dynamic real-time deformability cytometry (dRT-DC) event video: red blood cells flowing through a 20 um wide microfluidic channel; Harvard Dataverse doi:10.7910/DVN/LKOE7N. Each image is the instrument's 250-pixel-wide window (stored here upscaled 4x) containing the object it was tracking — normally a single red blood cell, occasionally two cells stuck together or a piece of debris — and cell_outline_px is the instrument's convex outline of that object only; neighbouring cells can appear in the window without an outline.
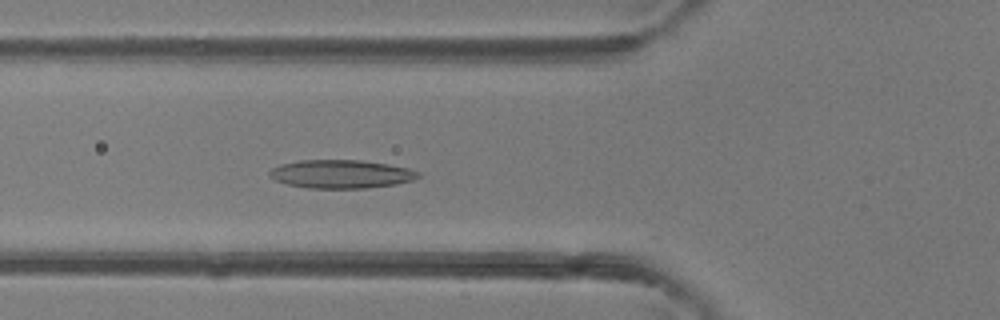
{"species": "common noctule bat (a hibernating species)", "species_latin": "Nyctalus noctula", "temperature_condition": "room temperature", "stored_images_in_passage": 37, "camera_frame_rate_fps": 3000, "um_per_image_px": 0.085, "animal": {"sex": "female"}, "frame": {"image": 1, "passage_image": 8, "time_ms": 2.333, "image_size_px": [1000, 320], "cell_outline_px": [[420, 176], [412, 180], [396, 184], [364, 188], [308, 188], [288, 184], [276, 180], [268, 176], [268, 172], [272, 168], [280, 164], [300, 160], [360, 160], [388, 164], [408, 168], [420, 172]], "centroid_in_image_um": [28.98, 14.79], "position_along_channel_um": 96.8, "area_um2": 24.57}}
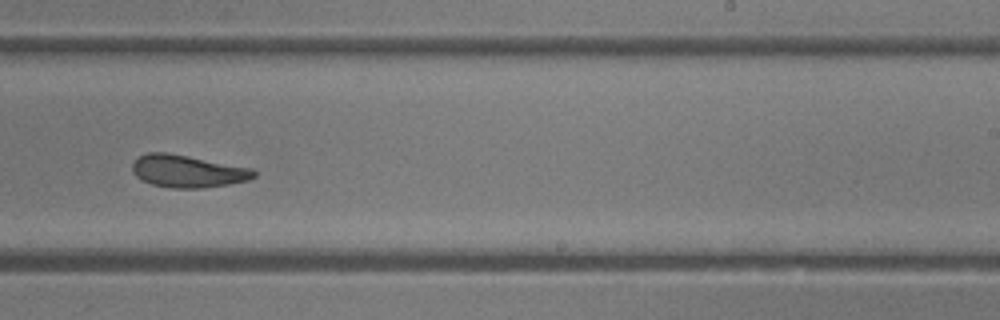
{"frame": {"image": 2, "passage_image": 20, "time_ms": 6.333, "image_size_px": [1000, 320], "cell_outline_px": [[256, 176], [248, 180], [228, 184], [204, 188], [168, 188], [152, 184], [136, 176], [132, 172], [132, 164], [140, 156], [148, 152], [168, 152], [252, 168], [256, 172]], "centroid_in_image_um": [15.95, 14.55], "position_along_channel_um": 273.0, "area_um2": 22.95}}
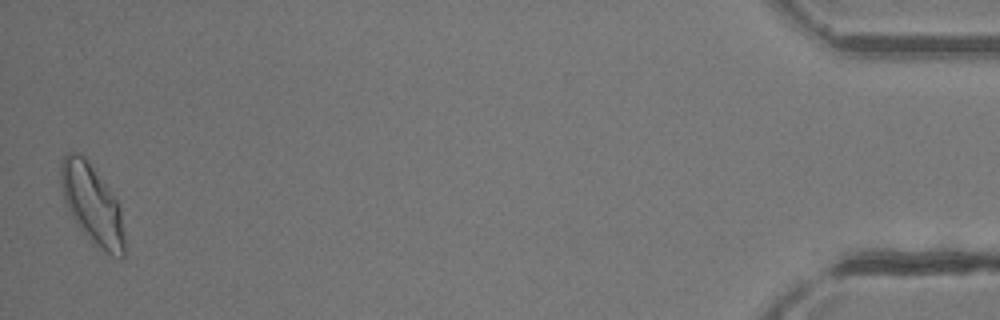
{"frame": {"image": 3, "passage_image": 37, "time_ms": 12.0, "image_size_px": [1000, 320], "cell_outline_px": [[124, 256], [120, 260], [112, 256], [96, 244], [84, 232], [64, 204], [60, 180], [60, 164], [64, 156], [68, 152], [80, 152], [84, 156], [120, 204], [124, 236]], "centroid_in_image_um": [7.83, 17.34], "position_along_channel_um": 427.4, "area_um2": 29.07}, "authors_computed_cell_mechanics": {"area_um2": 23.7558, "velocity_mm_per_s": 4.402, "shape_relaxation_time_tau1_ms": 4.9479, "shape_relaxation_time_tau2_ms": 3.2653, "deformation_change_tau1": 0.151, "deformation_change_tau2": 0.1053}}